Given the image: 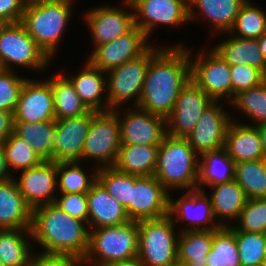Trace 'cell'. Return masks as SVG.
<instances>
[{
  "instance_id": "obj_1",
  "label": "cell",
  "mask_w": 266,
  "mask_h": 266,
  "mask_svg": "<svg viewBox=\"0 0 266 266\" xmlns=\"http://www.w3.org/2000/svg\"><path fill=\"white\" fill-rule=\"evenodd\" d=\"M189 80V46L176 43L159 47L153 43L138 107L166 118Z\"/></svg>"
},
{
  "instance_id": "obj_2",
  "label": "cell",
  "mask_w": 266,
  "mask_h": 266,
  "mask_svg": "<svg viewBox=\"0 0 266 266\" xmlns=\"http://www.w3.org/2000/svg\"><path fill=\"white\" fill-rule=\"evenodd\" d=\"M31 233L34 247L41 248L37 253L82 259L86 256L89 245L87 223L65 213L54 203L32 209Z\"/></svg>"
},
{
  "instance_id": "obj_3",
  "label": "cell",
  "mask_w": 266,
  "mask_h": 266,
  "mask_svg": "<svg viewBox=\"0 0 266 266\" xmlns=\"http://www.w3.org/2000/svg\"><path fill=\"white\" fill-rule=\"evenodd\" d=\"M77 0L26 2L21 24L52 61L57 55Z\"/></svg>"
},
{
  "instance_id": "obj_4",
  "label": "cell",
  "mask_w": 266,
  "mask_h": 266,
  "mask_svg": "<svg viewBox=\"0 0 266 266\" xmlns=\"http://www.w3.org/2000/svg\"><path fill=\"white\" fill-rule=\"evenodd\" d=\"M199 156L188 140L166 135L158 148L154 176L170 193L197 189Z\"/></svg>"
},
{
  "instance_id": "obj_5",
  "label": "cell",
  "mask_w": 266,
  "mask_h": 266,
  "mask_svg": "<svg viewBox=\"0 0 266 266\" xmlns=\"http://www.w3.org/2000/svg\"><path fill=\"white\" fill-rule=\"evenodd\" d=\"M138 256V222L89 230L85 266H105L128 262ZM87 264V265H86Z\"/></svg>"
},
{
  "instance_id": "obj_6",
  "label": "cell",
  "mask_w": 266,
  "mask_h": 266,
  "mask_svg": "<svg viewBox=\"0 0 266 266\" xmlns=\"http://www.w3.org/2000/svg\"><path fill=\"white\" fill-rule=\"evenodd\" d=\"M178 226L168 215L139 221L137 259L145 266H175L178 263Z\"/></svg>"
},
{
  "instance_id": "obj_7",
  "label": "cell",
  "mask_w": 266,
  "mask_h": 266,
  "mask_svg": "<svg viewBox=\"0 0 266 266\" xmlns=\"http://www.w3.org/2000/svg\"><path fill=\"white\" fill-rule=\"evenodd\" d=\"M51 62L20 22L11 23L0 34L1 69L17 71L18 66L38 74L47 71Z\"/></svg>"
},
{
  "instance_id": "obj_8",
  "label": "cell",
  "mask_w": 266,
  "mask_h": 266,
  "mask_svg": "<svg viewBox=\"0 0 266 266\" xmlns=\"http://www.w3.org/2000/svg\"><path fill=\"white\" fill-rule=\"evenodd\" d=\"M120 126L115 110L97 111L93 116L81 156L94 161L97 168L114 166L118 156Z\"/></svg>"
},
{
  "instance_id": "obj_9",
  "label": "cell",
  "mask_w": 266,
  "mask_h": 266,
  "mask_svg": "<svg viewBox=\"0 0 266 266\" xmlns=\"http://www.w3.org/2000/svg\"><path fill=\"white\" fill-rule=\"evenodd\" d=\"M189 48L190 79L214 101H232L230 65L210 46L195 54ZM208 49V50H207ZM207 50V51H206ZM195 55L194 59L193 56Z\"/></svg>"
},
{
  "instance_id": "obj_10",
  "label": "cell",
  "mask_w": 266,
  "mask_h": 266,
  "mask_svg": "<svg viewBox=\"0 0 266 266\" xmlns=\"http://www.w3.org/2000/svg\"><path fill=\"white\" fill-rule=\"evenodd\" d=\"M149 61L150 48L138 58L106 72L109 110L125 108L128 101L132 107L138 106Z\"/></svg>"
},
{
  "instance_id": "obj_11",
  "label": "cell",
  "mask_w": 266,
  "mask_h": 266,
  "mask_svg": "<svg viewBox=\"0 0 266 266\" xmlns=\"http://www.w3.org/2000/svg\"><path fill=\"white\" fill-rule=\"evenodd\" d=\"M124 5H102L84 11L83 19L89 29L93 49L129 32L135 26L134 10L130 0H122ZM129 8V9H128Z\"/></svg>"
},
{
  "instance_id": "obj_12",
  "label": "cell",
  "mask_w": 266,
  "mask_h": 266,
  "mask_svg": "<svg viewBox=\"0 0 266 266\" xmlns=\"http://www.w3.org/2000/svg\"><path fill=\"white\" fill-rule=\"evenodd\" d=\"M178 199L169 193L168 216L174 222H185V226L178 228L182 231H209L219 230L222 226L217 222L212 208L210 197L206 191L191 190L181 191ZM187 224V225H186Z\"/></svg>"
},
{
  "instance_id": "obj_13",
  "label": "cell",
  "mask_w": 266,
  "mask_h": 266,
  "mask_svg": "<svg viewBox=\"0 0 266 266\" xmlns=\"http://www.w3.org/2000/svg\"><path fill=\"white\" fill-rule=\"evenodd\" d=\"M135 25L150 40L157 27L178 28L189 24L188 0H130Z\"/></svg>"
},
{
  "instance_id": "obj_14",
  "label": "cell",
  "mask_w": 266,
  "mask_h": 266,
  "mask_svg": "<svg viewBox=\"0 0 266 266\" xmlns=\"http://www.w3.org/2000/svg\"><path fill=\"white\" fill-rule=\"evenodd\" d=\"M123 109L124 107L115 109L119 120L121 144H161L167 135L166 118L138 106Z\"/></svg>"
},
{
  "instance_id": "obj_15",
  "label": "cell",
  "mask_w": 266,
  "mask_h": 266,
  "mask_svg": "<svg viewBox=\"0 0 266 266\" xmlns=\"http://www.w3.org/2000/svg\"><path fill=\"white\" fill-rule=\"evenodd\" d=\"M169 192L154 176H135L126 213L131 221L158 219L168 215Z\"/></svg>"
},
{
  "instance_id": "obj_16",
  "label": "cell",
  "mask_w": 266,
  "mask_h": 266,
  "mask_svg": "<svg viewBox=\"0 0 266 266\" xmlns=\"http://www.w3.org/2000/svg\"><path fill=\"white\" fill-rule=\"evenodd\" d=\"M152 44L147 36L135 25L129 32L92 49L87 60L98 69L107 72L119 65L138 58Z\"/></svg>"
},
{
  "instance_id": "obj_17",
  "label": "cell",
  "mask_w": 266,
  "mask_h": 266,
  "mask_svg": "<svg viewBox=\"0 0 266 266\" xmlns=\"http://www.w3.org/2000/svg\"><path fill=\"white\" fill-rule=\"evenodd\" d=\"M213 101L190 79L181 89L175 107L166 117L167 135L185 138Z\"/></svg>"
},
{
  "instance_id": "obj_18",
  "label": "cell",
  "mask_w": 266,
  "mask_h": 266,
  "mask_svg": "<svg viewBox=\"0 0 266 266\" xmlns=\"http://www.w3.org/2000/svg\"><path fill=\"white\" fill-rule=\"evenodd\" d=\"M226 103L228 102L213 101L202 113L193 130L185 137L198 156L224 148L225 133L232 113L229 109L223 108Z\"/></svg>"
},
{
  "instance_id": "obj_19",
  "label": "cell",
  "mask_w": 266,
  "mask_h": 266,
  "mask_svg": "<svg viewBox=\"0 0 266 266\" xmlns=\"http://www.w3.org/2000/svg\"><path fill=\"white\" fill-rule=\"evenodd\" d=\"M13 179L22 193L25 202L35 207L53 204L57 196V162L43 160L34 168L19 172Z\"/></svg>"
},
{
  "instance_id": "obj_20",
  "label": "cell",
  "mask_w": 266,
  "mask_h": 266,
  "mask_svg": "<svg viewBox=\"0 0 266 266\" xmlns=\"http://www.w3.org/2000/svg\"><path fill=\"white\" fill-rule=\"evenodd\" d=\"M51 120H55V107L50 77L41 81L28 77L19 95L14 121L35 123Z\"/></svg>"
},
{
  "instance_id": "obj_21",
  "label": "cell",
  "mask_w": 266,
  "mask_h": 266,
  "mask_svg": "<svg viewBox=\"0 0 266 266\" xmlns=\"http://www.w3.org/2000/svg\"><path fill=\"white\" fill-rule=\"evenodd\" d=\"M96 112L91 110L78 117L56 120L54 162H81L85 139Z\"/></svg>"
},
{
  "instance_id": "obj_22",
  "label": "cell",
  "mask_w": 266,
  "mask_h": 266,
  "mask_svg": "<svg viewBox=\"0 0 266 266\" xmlns=\"http://www.w3.org/2000/svg\"><path fill=\"white\" fill-rule=\"evenodd\" d=\"M82 66L78 68L80 71L77 74L71 73V76L63 70L61 72L71 81L76 93L90 110L108 111L106 72L93 66L88 60Z\"/></svg>"
},
{
  "instance_id": "obj_23",
  "label": "cell",
  "mask_w": 266,
  "mask_h": 266,
  "mask_svg": "<svg viewBox=\"0 0 266 266\" xmlns=\"http://www.w3.org/2000/svg\"><path fill=\"white\" fill-rule=\"evenodd\" d=\"M246 0H188L189 21L204 19L212 27V36L228 32ZM197 11V12H196ZM196 20V21H194ZM208 20V21H207Z\"/></svg>"
},
{
  "instance_id": "obj_24",
  "label": "cell",
  "mask_w": 266,
  "mask_h": 266,
  "mask_svg": "<svg viewBox=\"0 0 266 266\" xmlns=\"http://www.w3.org/2000/svg\"><path fill=\"white\" fill-rule=\"evenodd\" d=\"M88 228L119 226L130 221L125 208L97 180L87 192Z\"/></svg>"
},
{
  "instance_id": "obj_25",
  "label": "cell",
  "mask_w": 266,
  "mask_h": 266,
  "mask_svg": "<svg viewBox=\"0 0 266 266\" xmlns=\"http://www.w3.org/2000/svg\"><path fill=\"white\" fill-rule=\"evenodd\" d=\"M240 121L231 115V121L225 133L224 146L228 156L234 163L264 159L257 127L243 124Z\"/></svg>"
},
{
  "instance_id": "obj_26",
  "label": "cell",
  "mask_w": 266,
  "mask_h": 266,
  "mask_svg": "<svg viewBox=\"0 0 266 266\" xmlns=\"http://www.w3.org/2000/svg\"><path fill=\"white\" fill-rule=\"evenodd\" d=\"M32 225V208L25 202L16 181H0V229H27Z\"/></svg>"
},
{
  "instance_id": "obj_27",
  "label": "cell",
  "mask_w": 266,
  "mask_h": 266,
  "mask_svg": "<svg viewBox=\"0 0 266 266\" xmlns=\"http://www.w3.org/2000/svg\"><path fill=\"white\" fill-rule=\"evenodd\" d=\"M225 34L222 42L216 43L212 49L230 66L246 64L259 69L266 76V59L257 39H243ZM226 39V40H225Z\"/></svg>"
},
{
  "instance_id": "obj_28",
  "label": "cell",
  "mask_w": 266,
  "mask_h": 266,
  "mask_svg": "<svg viewBox=\"0 0 266 266\" xmlns=\"http://www.w3.org/2000/svg\"><path fill=\"white\" fill-rule=\"evenodd\" d=\"M209 188L212 189L209 197L217 222L222 227L232 225L248 200L242 187L235 180H232Z\"/></svg>"
},
{
  "instance_id": "obj_29",
  "label": "cell",
  "mask_w": 266,
  "mask_h": 266,
  "mask_svg": "<svg viewBox=\"0 0 266 266\" xmlns=\"http://www.w3.org/2000/svg\"><path fill=\"white\" fill-rule=\"evenodd\" d=\"M31 241V228L0 229V261L5 266H30L37 250Z\"/></svg>"
},
{
  "instance_id": "obj_30",
  "label": "cell",
  "mask_w": 266,
  "mask_h": 266,
  "mask_svg": "<svg viewBox=\"0 0 266 266\" xmlns=\"http://www.w3.org/2000/svg\"><path fill=\"white\" fill-rule=\"evenodd\" d=\"M159 145L121 144L114 167L129 175H154Z\"/></svg>"
},
{
  "instance_id": "obj_31",
  "label": "cell",
  "mask_w": 266,
  "mask_h": 266,
  "mask_svg": "<svg viewBox=\"0 0 266 266\" xmlns=\"http://www.w3.org/2000/svg\"><path fill=\"white\" fill-rule=\"evenodd\" d=\"M235 163L225 148L209 151L199 156L197 189L234 180Z\"/></svg>"
},
{
  "instance_id": "obj_32",
  "label": "cell",
  "mask_w": 266,
  "mask_h": 266,
  "mask_svg": "<svg viewBox=\"0 0 266 266\" xmlns=\"http://www.w3.org/2000/svg\"><path fill=\"white\" fill-rule=\"evenodd\" d=\"M56 73V74H55ZM50 76L55 107V120L78 117L91 110L76 93L71 81L60 71Z\"/></svg>"
},
{
  "instance_id": "obj_33",
  "label": "cell",
  "mask_w": 266,
  "mask_h": 266,
  "mask_svg": "<svg viewBox=\"0 0 266 266\" xmlns=\"http://www.w3.org/2000/svg\"><path fill=\"white\" fill-rule=\"evenodd\" d=\"M56 120L43 122L15 121L14 133L27 141L42 160L53 161Z\"/></svg>"
},
{
  "instance_id": "obj_34",
  "label": "cell",
  "mask_w": 266,
  "mask_h": 266,
  "mask_svg": "<svg viewBox=\"0 0 266 266\" xmlns=\"http://www.w3.org/2000/svg\"><path fill=\"white\" fill-rule=\"evenodd\" d=\"M213 230L182 231L178 238V263L187 266H207V254L212 249Z\"/></svg>"
},
{
  "instance_id": "obj_35",
  "label": "cell",
  "mask_w": 266,
  "mask_h": 266,
  "mask_svg": "<svg viewBox=\"0 0 266 266\" xmlns=\"http://www.w3.org/2000/svg\"><path fill=\"white\" fill-rule=\"evenodd\" d=\"M86 170L81 162H57V193H87L97 181L98 168Z\"/></svg>"
},
{
  "instance_id": "obj_36",
  "label": "cell",
  "mask_w": 266,
  "mask_h": 266,
  "mask_svg": "<svg viewBox=\"0 0 266 266\" xmlns=\"http://www.w3.org/2000/svg\"><path fill=\"white\" fill-rule=\"evenodd\" d=\"M229 106L252 122L242 120L243 124L257 126L266 123V79L258 86L239 92Z\"/></svg>"
},
{
  "instance_id": "obj_37",
  "label": "cell",
  "mask_w": 266,
  "mask_h": 266,
  "mask_svg": "<svg viewBox=\"0 0 266 266\" xmlns=\"http://www.w3.org/2000/svg\"><path fill=\"white\" fill-rule=\"evenodd\" d=\"M234 180L248 199L266 198V160L235 163Z\"/></svg>"
},
{
  "instance_id": "obj_38",
  "label": "cell",
  "mask_w": 266,
  "mask_h": 266,
  "mask_svg": "<svg viewBox=\"0 0 266 266\" xmlns=\"http://www.w3.org/2000/svg\"><path fill=\"white\" fill-rule=\"evenodd\" d=\"M254 1L246 0L240 7L235 22L228 33L243 39H258L266 32V11Z\"/></svg>"
},
{
  "instance_id": "obj_39",
  "label": "cell",
  "mask_w": 266,
  "mask_h": 266,
  "mask_svg": "<svg viewBox=\"0 0 266 266\" xmlns=\"http://www.w3.org/2000/svg\"><path fill=\"white\" fill-rule=\"evenodd\" d=\"M1 146L5 153L8 169L13 176L15 173L17 174L18 171L34 168L43 161L27 141L21 139L14 132Z\"/></svg>"
},
{
  "instance_id": "obj_40",
  "label": "cell",
  "mask_w": 266,
  "mask_h": 266,
  "mask_svg": "<svg viewBox=\"0 0 266 266\" xmlns=\"http://www.w3.org/2000/svg\"><path fill=\"white\" fill-rule=\"evenodd\" d=\"M207 266H241L234 233L228 227L213 230L212 249Z\"/></svg>"
},
{
  "instance_id": "obj_41",
  "label": "cell",
  "mask_w": 266,
  "mask_h": 266,
  "mask_svg": "<svg viewBox=\"0 0 266 266\" xmlns=\"http://www.w3.org/2000/svg\"><path fill=\"white\" fill-rule=\"evenodd\" d=\"M228 228L234 233L241 266H266V233H249Z\"/></svg>"
},
{
  "instance_id": "obj_42",
  "label": "cell",
  "mask_w": 266,
  "mask_h": 266,
  "mask_svg": "<svg viewBox=\"0 0 266 266\" xmlns=\"http://www.w3.org/2000/svg\"><path fill=\"white\" fill-rule=\"evenodd\" d=\"M97 180L105 187L124 208L128 205L131 186H134L135 176L119 171L114 166L98 168Z\"/></svg>"
},
{
  "instance_id": "obj_43",
  "label": "cell",
  "mask_w": 266,
  "mask_h": 266,
  "mask_svg": "<svg viewBox=\"0 0 266 266\" xmlns=\"http://www.w3.org/2000/svg\"><path fill=\"white\" fill-rule=\"evenodd\" d=\"M232 226L238 231L266 233V198L248 199Z\"/></svg>"
},
{
  "instance_id": "obj_44",
  "label": "cell",
  "mask_w": 266,
  "mask_h": 266,
  "mask_svg": "<svg viewBox=\"0 0 266 266\" xmlns=\"http://www.w3.org/2000/svg\"><path fill=\"white\" fill-rule=\"evenodd\" d=\"M17 71L0 69V110L13 112L27 77Z\"/></svg>"
},
{
  "instance_id": "obj_45",
  "label": "cell",
  "mask_w": 266,
  "mask_h": 266,
  "mask_svg": "<svg viewBox=\"0 0 266 266\" xmlns=\"http://www.w3.org/2000/svg\"><path fill=\"white\" fill-rule=\"evenodd\" d=\"M230 70L232 100L239 92L258 86L266 79V76L259 69L250 65H234L230 66Z\"/></svg>"
},
{
  "instance_id": "obj_46",
  "label": "cell",
  "mask_w": 266,
  "mask_h": 266,
  "mask_svg": "<svg viewBox=\"0 0 266 266\" xmlns=\"http://www.w3.org/2000/svg\"><path fill=\"white\" fill-rule=\"evenodd\" d=\"M54 204L65 213L86 222L88 225L87 193H58Z\"/></svg>"
},
{
  "instance_id": "obj_47",
  "label": "cell",
  "mask_w": 266,
  "mask_h": 266,
  "mask_svg": "<svg viewBox=\"0 0 266 266\" xmlns=\"http://www.w3.org/2000/svg\"><path fill=\"white\" fill-rule=\"evenodd\" d=\"M30 266H85L84 259L75 256L34 253Z\"/></svg>"
},
{
  "instance_id": "obj_48",
  "label": "cell",
  "mask_w": 266,
  "mask_h": 266,
  "mask_svg": "<svg viewBox=\"0 0 266 266\" xmlns=\"http://www.w3.org/2000/svg\"><path fill=\"white\" fill-rule=\"evenodd\" d=\"M26 2V0H0V16L11 23L21 22Z\"/></svg>"
},
{
  "instance_id": "obj_49",
  "label": "cell",
  "mask_w": 266,
  "mask_h": 266,
  "mask_svg": "<svg viewBox=\"0 0 266 266\" xmlns=\"http://www.w3.org/2000/svg\"><path fill=\"white\" fill-rule=\"evenodd\" d=\"M14 113L0 110V145L14 132Z\"/></svg>"
},
{
  "instance_id": "obj_50",
  "label": "cell",
  "mask_w": 266,
  "mask_h": 266,
  "mask_svg": "<svg viewBox=\"0 0 266 266\" xmlns=\"http://www.w3.org/2000/svg\"><path fill=\"white\" fill-rule=\"evenodd\" d=\"M14 176L11 174V172L8 169L5 153L0 145V181H6L9 179H12Z\"/></svg>"
},
{
  "instance_id": "obj_51",
  "label": "cell",
  "mask_w": 266,
  "mask_h": 266,
  "mask_svg": "<svg viewBox=\"0 0 266 266\" xmlns=\"http://www.w3.org/2000/svg\"><path fill=\"white\" fill-rule=\"evenodd\" d=\"M262 142V148H263V158L266 160V123L260 124L256 126Z\"/></svg>"
},
{
  "instance_id": "obj_52",
  "label": "cell",
  "mask_w": 266,
  "mask_h": 266,
  "mask_svg": "<svg viewBox=\"0 0 266 266\" xmlns=\"http://www.w3.org/2000/svg\"><path fill=\"white\" fill-rule=\"evenodd\" d=\"M105 266H145L142 262L138 259H134L128 262H118V263H111Z\"/></svg>"
},
{
  "instance_id": "obj_53",
  "label": "cell",
  "mask_w": 266,
  "mask_h": 266,
  "mask_svg": "<svg viewBox=\"0 0 266 266\" xmlns=\"http://www.w3.org/2000/svg\"><path fill=\"white\" fill-rule=\"evenodd\" d=\"M260 50L266 59V32H264L258 39Z\"/></svg>"
},
{
  "instance_id": "obj_54",
  "label": "cell",
  "mask_w": 266,
  "mask_h": 266,
  "mask_svg": "<svg viewBox=\"0 0 266 266\" xmlns=\"http://www.w3.org/2000/svg\"><path fill=\"white\" fill-rule=\"evenodd\" d=\"M11 24L10 21L0 16V34Z\"/></svg>"
},
{
  "instance_id": "obj_55",
  "label": "cell",
  "mask_w": 266,
  "mask_h": 266,
  "mask_svg": "<svg viewBox=\"0 0 266 266\" xmlns=\"http://www.w3.org/2000/svg\"><path fill=\"white\" fill-rule=\"evenodd\" d=\"M27 2L49 1V0H26Z\"/></svg>"
},
{
  "instance_id": "obj_56",
  "label": "cell",
  "mask_w": 266,
  "mask_h": 266,
  "mask_svg": "<svg viewBox=\"0 0 266 266\" xmlns=\"http://www.w3.org/2000/svg\"><path fill=\"white\" fill-rule=\"evenodd\" d=\"M175 266H187V265H184V264H181V263H177Z\"/></svg>"
}]
</instances>
